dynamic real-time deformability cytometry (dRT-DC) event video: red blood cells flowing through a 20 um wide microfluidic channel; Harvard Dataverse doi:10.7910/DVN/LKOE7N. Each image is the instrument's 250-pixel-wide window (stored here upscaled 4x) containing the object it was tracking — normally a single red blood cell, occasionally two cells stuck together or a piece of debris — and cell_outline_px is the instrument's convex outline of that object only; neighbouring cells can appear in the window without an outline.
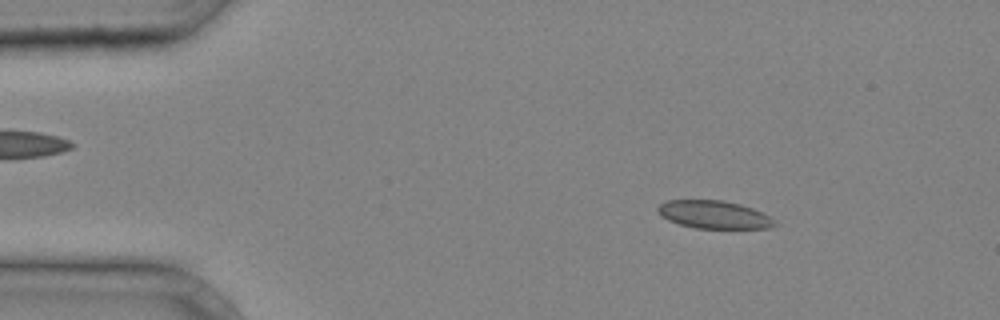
{"species": "common noctule bat (a hibernating species)", "species_latin": "Nyctalus noctula", "temperature_condition": "cold", "stored_images_in_passage": 38, "camera_frame_rate_fps": 3000, "um_per_image_px": 0.085, "animal": {"sex": "male", "body_mass_g": 20.4}, "frame": {"image": 1, "passage_image": 6, "time_ms": 1.667, "image_size_px": [1000, 320], "cell_outline_px": [[776, 224], [768, 228], [696, 228], [680, 224], [668, 220], [660, 216], [656, 212], [656, 208], [660, 204], [668, 200], [724, 200], [740, 204], [752, 208], [776, 220]], "centroid_in_image_um": [60.64, 18.23], "position_along_channel_um": 24.4, "area_um2": 18.96}}
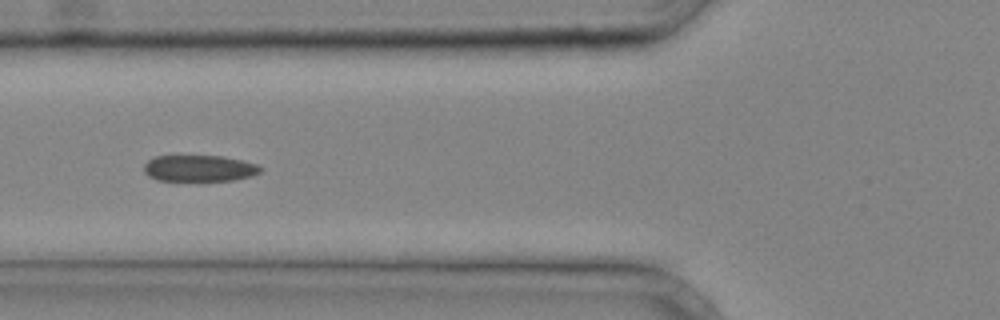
{"frame": {"image": 2, "passage_image": 15, "time_ms": 4.667, "image_size_px": [1000, 320], "cell_outline_px": [[264, 168], [260, 172], [252, 176], [232, 180], [156, 180], [148, 176], [144, 172], [144, 164], [148, 160], [156, 156], [176, 152], [224, 156], [256, 164]], "centroid_in_image_um": [16.87, 14.24], "position_along_channel_um": 108.9, "area_um2": 18.79}}
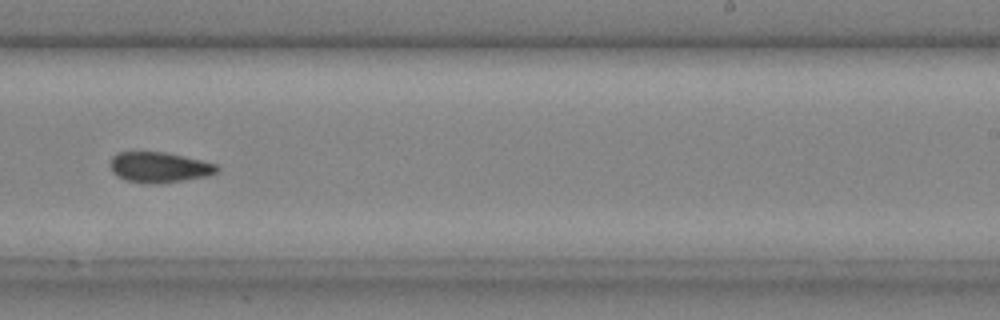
{"frame": {"image": 3, "passage_image": 25, "time_ms": 8.0, "image_size_px": [1000, 320], "cell_outline_px": [[220, 168], [216, 172], [204, 176], [180, 180], [152, 184], [124, 180], [116, 176], [112, 172], [108, 164], [112, 156], [116, 152], [164, 152], [184, 156], [216, 164]], "centroid_in_image_um": [13.44, 14.2], "position_along_channel_um": 275.6, "area_um2": 18.84}}